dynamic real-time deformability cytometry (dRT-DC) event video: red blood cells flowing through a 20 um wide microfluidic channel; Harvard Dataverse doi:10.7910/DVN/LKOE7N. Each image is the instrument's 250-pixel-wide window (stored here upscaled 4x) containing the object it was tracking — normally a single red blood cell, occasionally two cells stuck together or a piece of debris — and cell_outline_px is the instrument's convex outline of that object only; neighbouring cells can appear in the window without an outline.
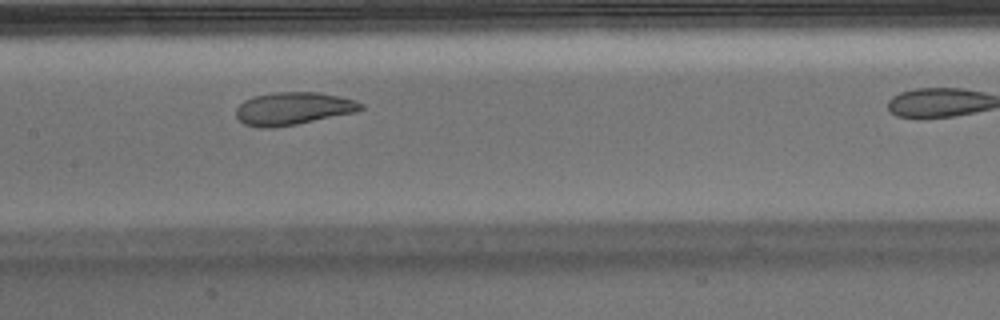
{"species": "Egyptian fruit bat (a non-hibernating species)", "species_latin": "Rousettus aegyptiacus", "temperature_condition": "warm", "stored_images_in_passage": 30, "camera_frame_rate_fps": 3000, "um_per_image_px": 0.085, "animal": {"sex": "male"}, "frame": {"image": 1, "passage_image": 13, "time_ms": 4.0, "image_size_px": [1000, 320], "cell_outline_px": [[364, 108], [356, 112], [296, 124], [272, 128], [260, 128], [244, 124], [236, 116], [236, 108], [244, 100], [252, 96], [272, 92], [316, 92], [340, 96], [356, 100], [364, 104]], "centroid_in_image_um": [24.91, 9.22], "position_along_channel_um": 182.5, "area_um2": 23.93}}